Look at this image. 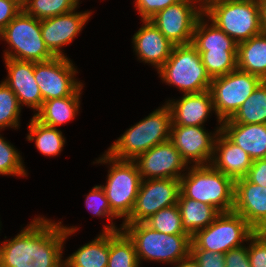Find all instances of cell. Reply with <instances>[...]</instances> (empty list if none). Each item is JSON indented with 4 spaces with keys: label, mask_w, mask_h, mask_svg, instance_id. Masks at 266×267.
<instances>
[{
    "label": "cell",
    "mask_w": 266,
    "mask_h": 267,
    "mask_svg": "<svg viewBox=\"0 0 266 267\" xmlns=\"http://www.w3.org/2000/svg\"><path fill=\"white\" fill-rule=\"evenodd\" d=\"M76 227L36 217L0 246V267H64L63 245Z\"/></svg>",
    "instance_id": "6da1fadb"
},
{
    "label": "cell",
    "mask_w": 266,
    "mask_h": 267,
    "mask_svg": "<svg viewBox=\"0 0 266 267\" xmlns=\"http://www.w3.org/2000/svg\"><path fill=\"white\" fill-rule=\"evenodd\" d=\"M171 111L164 104L125 131L106 153L118 160H133L155 145L170 140Z\"/></svg>",
    "instance_id": "7a4b0ae2"
},
{
    "label": "cell",
    "mask_w": 266,
    "mask_h": 267,
    "mask_svg": "<svg viewBox=\"0 0 266 267\" xmlns=\"http://www.w3.org/2000/svg\"><path fill=\"white\" fill-rule=\"evenodd\" d=\"M122 230L133 241L139 264L141 260L177 264L191 253L189 234H165L142 223H122Z\"/></svg>",
    "instance_id": "3957f363"
},
{
    "label": "cell",
    "mask_w": 266,
    "mask_h": 267,
    "mask_svg": "<svg viewBox=\"0 0 266 267\" xmlns=\"http://www.w3.org/2000/svg\"><path fill=\"white\" fill-rule=\"evenodd\" d=\"M180 180V192L187 198L211 205L220 213L234 207L235 181L209 165H191Z\"/></svg>",
    "instance_id": "277c9868"
},
{
    "label": "cell",
    "mask_w": 266,
    "mask_h": 267,
    "mask_svg": "<svg viewBox=\"0 0 266 267\" xmlns=\"http://www.w3.org/2000/svg\"><path fill=\"white\" fill-rule=\"evenodd\" d=\"M203 14L237 44L263 32L258 0L217 2Z\"/></svg>",
    "instance_id": "5b68a950"
},
{
    "label": "cell",
    "mask_w": 266,
    "mask_h": 267,
    "mask_svg": "<svg viewBox=\"0 0 266 267\" xmlns=\"http://www.w3.org/2000/svg\"><path fill=\"white\" fill-rule=\"evenodd\" d=\"M157 73L163 82L175 86L183 94L209 90L212 82L192 43L174 45L170 57Z\"/></svg>",
    "instance_id": "8992f818"
},
{
    "label": "cell",
    "mask_w": 266,
    "mask_h": 267,
    "mask_svg": "<svg viewBox=\"0 0 266 267\" xmlns=\"http://www.w3.org/2000/svg\"><path fill=\"white\" fill-rule=\"evenodd\" d=\"M0 38L9 45L3 53L4 58L38 63L55 57L44 43L41 20L27 15L23 10L4 28Z\"/></svg>",
    "instance_id": "52a82bcc"
},
{
    "label": "cell",
    "mask_w": 266,
    "mask_h": 267,
    "mask_svg": "<svg viewBox=\"0 0 266 267\" xmlns=\"http://www.w3.org/2000/svg\"><path fill=\"white\" fill-rule=\"evenodd\" d=\"M95 163H108L104 189L111 210L125 221L133 211L142 178L132 160H118L104 153Z\"/></svg>",
    "instance_id": "ba28073f"
},
{
    "label": "cell",
    "mask_w": 266,
    "mask_h": 267,
    "mask_svg": "<svg viewBox=\"0 0 266 267\" xmlns=\"http://www.w3.org/2000/svg\"><path fill=\"white\" fill-rule=\"evenodd\" d=\"M256 231L234 211L220 213L206 228L191 237V249H205L217 253L243 246Z\"/></svg>",
    "instance_id": "9c48e42d"
},
{
    "label": "cell",
    "mask_w": 266,
    "mask_h": 267,
    "mask_svg": "<svg viewBox=\"0 0 266 267\" xmlns=\"http://www.w3.org/2000/svg\"><path fill=\"white\" fill-rule=\"evenodd\" d=\"M261 82L258 76L239 69L212 79L209 90L220 126L233 117Z\"/></svg>",
    "instance_id": "30bf717a"
},
{
    "label": "cell",
    "mask_w": 266,
    "mask_h": 267,
    "mask_svg": "<svg viewBox=\"0 0 266 267\" xmlns=\"http://www.w3.org/2000/svg\"><path fill=\"white\" fill-rule=\"evenodd\" d=\"M202 15L199 0H181L158 11L150 21L171 43L186 45L192 43L196 23Z\"/></svg>",
    "instance_id": "8fae6325"
},
{
    "label": "cell",
    "mask_w": 266,
    "mask_h": 267,
    "mask_svg": "<svg viewBox=\"0 0 266 267\" xmlns=\"http://www.w3.org/2000/svg\"><path fill=\"white\" fill-rule=\"evenodd\" d=\"M179 195V179L142 180L133 211L123 223L145 222L161 209L177 204Z\"/></svg>",
    "instance_id": "7c38bea8"
},
{
    "label": "cell",
    "mask_w": 266,
    "mask_h": 267,
    "mask_svg": "<svg viewBox=\"0 0 266 267\" xmlns=\"http://www.w3.org/2000/svg\"><path fill=\"white\" fill-rule=\"evenodd\" d=\"M77 69L65 57H54L46 62H34V77L40 88L43 102L71 96L81 85L74 76Z\"/></svg>",
    "instance_id": "4fadbf2b"
},
{
    "label": "cell",
    "mask_w": 266,
    "mask_h": 267,
    "mask_svg": "<svg viewBox=\"0 0 266 267\" xmlns=\"http://www.w3.org/2000/svg\"><path fill=\"white\" fill-rule=\"evenodd\" d=\"M216 128L215 133H209L204 126L171 125L170 141L187 165H209L214 155L215 139L221 131V126Z\"/></svg>",
    "instance_id": "5bb4252c"
},
{
    "label": "cell",
    "mask_w": 266,
    "mask_h": 267,
    "mask_svg": "<svg viewBox=\"0 0 266 267\" xmlns=\"http://www.w3.org/2000/svg\"><path fill=\"white\" fill-rule=\"evenodd\" d=\"M132 161L136 164L142 180L180 179L184 174L183 171H187L189 167L170 140L155 145L137 155Z\"/></svg>",
    "instance_id": "9a60e30c"
},
{
    "label": "cell",
    "mask_w": 266,
    "mask_h": 267,
    "mask_svg": "<svg viewBox=\"0 0 266 267\" xmlns=\"http://www.w3.org/2000/svg\"><path fill=\"white\" fill-rule=\"evenodd\" d=\"M73 11L41 20V33L46 47L55 57H65L62 47L77 37L88 22L91 12Z\"/></svg>",
    "instance_id": "2e32d148"
},
{
    "label": "cell",
    "mask_w": 266,
    "mask_h": 267,
    "mask_svg": "<svg viewBox=\"0 0 266 267\" xmlns=\"http://www.w3.org/2000/svg\"><path fill=\"white\" fill-rule=\"evenodd\" d=\"M8 76L5 83L17 96L18 103L39 111L43 98L34 77V62L4 58Z\"/></svg>",
    "instance_id": "e0dca14e"
},
{
    "label": "cell",
    "mask_w": 266,
    "mask_h": 267,
    "mask_svg": "<svg viewBox=\"0 0 266 267\" xmlns=\"http://www.w3.org/2000/svg\"><path fill=\"white\" fill-rule=\"evenodd\" d=\"M232 211L241 215L257 232L266 224V188L246 177L236 180Z\"/></svg>",
    "instance_id": "ac0fdd59"
},
{
    "label": "cell",
    "mask_w": 266,
    "mask_h": 267,
    "mask_svg": "<svg viewBox=\"0 0 266 267\" xmlns=\"http://www.w3.org/2000/svg\"><path fill=\"white\" fill-rule=\"evenodd\" d=\"M143 26L133 35V48L138 60L152 64L157 71L171 55V43L150 20H142Z\"/></svg>",
    "instance_id": "d6986e66"
},
{
    "label": "cell",
    "mask_w": 266,
    "mask_h": 267,
    "mask_svg": "<svg viewBox=\"0 0 266 267\" xmlns=\"http://www.w3.org/2000/svg\"><path fill=\"white\" fill-rule=\"evenodd\" d=\"M166 105L171 111V125L203 126L211 111L215 113L210 90L183 94L179 100H168Z\"/></svg>",
    "instance_id": "ffe728a7"
},
{
    "label": "cell",
    "mask_w": 266,
    "mask_h": 267,
    "mask_svg": "<svg viewBox=\"0 0 266 267\" xmlns=\"http://www.w3.org/2000/svg\"><path fill=\"white\" fill-rule=\"evenodd\" d=\"M252 163V158L245 151L219 131L211 161V165L216 170L236 181L246 177Z\"/></svg>",
    "instance_id": "44dd1931"
},
{
    "label": "cell",
    "mask_w": 266,
    "mask_h": 267,
    "mask_svg": "<svg viewBox=\"0 0 266 267\" xmlns=\"http://www.w3.org/2000/svg\"><path fill=\"white\" fill-rule=\"evenodd\" d=\"M221 132L252 160L266 158V124L233 123L228 119L222 122Z\"/></svg>",
    "instance_id": "7402d4cb"
},
{
    "label": "cell",
    "mask_w": 266,
    "mask_h": 267,
    "mask_svg": "<svg viewBox=\"0 0 266 267\" xmlns=\"http://www.w3.org/2000/svg\"><path fill=\"white\" fill-rule=\"evenodd\" d=\"M82 84L71 96L44 101L34 117L42 124L57 128L77 116L80 108Z\"/></svg>",
    "instance_id": "603a6c76"
},
{
    "label": "cell",
    "mask_w": 266,
    "mask_h": 267,
    "mask_svg": "<svg viewBox=\"0 0 266 267\" xmlns=\"http://www.w3.org/2000/svg\"><path fill=\"white\" fill-rule=\"evenodd\" d=\"M237 69L266 81V32L238 44Z\"/></svg>",
    "instance_id": "cb8c5ba5"
},
{
    "label": "cell",
    "mask_w": 266,
    "mask_h": 267,
    "mask_svg": "<svg viewBox=\"0 0 266 267\" xmlns=\"http://www.w3.org/2000/svg\"><path fill=\"white\" fill-rule=\"evenodd\" d=\"M177 206L182 218V228L191 237L206 228L220 214L215 207L187 198L181 192Z\"/></svg>",
    "instance_id": "d4e9b609"
},
{
    "label": "cell",
    "mask_w": 266,
    "mask_h": 267,
    "mask_svg": "<svg viewBox=\"0 0 266 267\" xmlns=\"http://www.w3.org/2000/svg\"><path fill=\"white\" fill-rule=\"evenodd\" d=\"M109 232L100 233L64 260V267H107Z\"/></svg>",
    "instance_id": "484cf974"
},
{
    "label": "cell",
    "mask_w": 266,
    "mask_h": 267,
    "mask_svg": "<svg viewBox=\"0 0 266 267\" xmlns=\"http://www.w3.org/2000/svg\"><path fill=\"white\" fill-rule=\"evenodd\" d=\"M204 14L198 19L192 44L197 51H237L238 44L213 22L209 25Z\"/></svg>",
    "instance_id": "4316f807"
},
{
    "label": "cell",
    "mask_w": 266,
    "mask_h": 267,
    "mask_svg": "<svg viewBox=\"0 0 266 267\" xmlns=\"http://www.w3.org/2000/svg\"><path fill=\"white\" fill-rule=\"evenodd\" d=\"M28 141L35 140L36 148L45 156H57L62 151L66 139L57 128L42 124L34 116L28 125Z\"/></svg>",
    "instance_id": "83f0119b"
},
{
    "label": "cell",
    "mask_w": 266,
    "mask_h": 267,
    "mask_svg": "<svg viewBox=\"0 0 266 267\" xmlns=\"http://www.w3.org/2000/svg\"><path fill=\"white\" fill-rule=\"evenodd\" d=\"M233 123L266 124V81H262L230 119Z\"/></svg>",
    "instance_id": "f1b7e54d"
},
{
    "label": "cell",
    "mask_w": 266,
    "mask_h": 267,
    "mask_svg": "<svg viewBox=\"0 0 266 267\" xmlns=\"http://www.w3.org/2000/svg\"><path fill=\"white\" fill-rule=\"evenodd\" d=\"M133 241L120 230L109 232V257L107 267H139Z\"/></svg>",
    "instance_id": "f546056e"
},
{
    "label": "cell",
    "mask_w": 266,
    "mask_h": 267,
    "mask_svg": "<svg viewBox=\"0 0 266 267\" xmlns=\"http://www.w3.org/2000/svg\"><path fill=\"white\" fill-rule=\"evenodd\" d=\"M80 0H26L22 10L38 20L69 13Z\"/></svg>",
    "instance_id": "4dcf8cb0"
},
{
    "label": "cell",
    "mask_w": 266,
    "mask_h": 267,
    "mask_svg": "<svg viewBox=\"0 0 266 267\" xmlns=\"http://www.w3.org/2000/svg\"><path fill=\"white\" fill-rule=\"evenodd\" d=\"M211 79L237 69V51H198Z\"/></svg>",
    "instance_id": "1f68e13d"
},
{
    "label": "cell",
    "mask_w": 266,
    "mask_h": 267,
    "mask_svg": "<svg viewBox=\"0 0 266 267\" xmlns=\"http://www.w3.org/2000/svg\"><path fill=\"white\" fill-rule=\"evenodd\" d=\"M21 109L17 96L5 81H2L0 83V131L6 127L19 128Z\"/></svg>",
    "instance_id": "d6a6232c"
},
{
    "label": "cell",
    "mask_w": 266,
    "mask_h": 267,
    "mask_svg": "<svg viewBox=\"0 0 266 267\" xmlns=\"http://www.w3.org/2000/svg\"><path fill=\"white\" fill-rule=\"evenodd\" d=\"M182 218L177 204L163 208L148 218L145 223L165 234H187L182 228Z\"/></svg>",
    "instance_id": "836d02e7"
},
{
    "label": "cell",
    "mask_w": 266,
    "mask_h": 267,
    "mask_svg": "<svg viewBox=\"0 0 266 267\" xmlns=\"http://www.w3.org/2000/svg\"><path fill=\"white\" fill-rule=\"evenodd\" d=\"M85 204L88 211L92 212L93 215L99 217L107 216L106 218L110 220L109 222L111 223L104 226L103 232H118L122 230L121 227L117 228L115 223L112 222L114 218L119 219V217L111 210L109 201L101 185H96L92 188L86 197Z\"/></svg>",
    "instance_id": "e575fe53"
},
{
    "label": "cell",
    "mask_w": 266,
    "mask_h": 267,
    "mask_svg": "<svg viewBox=\"0 0 266 267\" xmlns=\"http://www.w3.org/2000/svg\"><path fill=\"white\" fill-rule=\"evenodd\" d=\"M22 157L14 146L0 135V175L27 176Z\"/></svg>",
    "instance_id": "d590c367"
},
{
    "label": "cell",
    "mask_w": 266,
    "mask_h": 267,
    "mask_svg": "<svg viewBox=\"0 0 266 267\" xmlns=\"http://www.w3.org/2000/svg\"><path fill=\"white\" fill-rule=\"evenodd\" d=\"M249 242L248 258L251 267H266V240L255 232Z\"/></svg>",
    "instance_id": "8d00e7d4"
},
{
    "label": "cell",
    "mask_w": 266,
    "mask_h": 267,
    "mask_svg": "<svg viewBox=\"0 0 266 267\" xmlns=\"http://www.w3.org/2000/svg\"><path fill=\"white\" fill-rule=\"evenodd\" d=\"M181 0H135V8L142 20H150L160 10L174 5Z\"/></svg>",
    "instance_id": "74e56055"
},
{
    "label": "cell",
    "mask_w": 266,
    "mask_h": 267,
    "mask_svg": "<svg viewBox=\"0 0 266 267\" xmlns=\"http://www.w3.org/2000/svg\"><path fill=\"white\" fill-rule=\"evenodd\" d=\"M200 267H225L223 253L208 251L205 249H191L190 253Z\"/></svg>",
    "instance_id": "f35d334b"
},
{
    "label": "cell",
    "mask_w": 266,
    "mask_h": 267,
    "mask_svg": "<svg viewBox=\"0 0 266 267\" xmlns=\"http://www.w3.org/2000/svg\"><path fill=\"white\" fill-rule=\"evenodd\" d=\"M225 267H251L248 258V246H241L229 250L224 254Z\"/></svg>",
    "instance_id": "ab89813d"
},
{
    "label": "cell",
    "mask_w": 266,
    "mask_h": 267,
    "mask_svg": "<svg viewBox=\"0 0 266 267\" xmlns=\"http://www.w3.org/2000/svg\"><path fill=\"white\" fill-rule=\"evenodd\" d=\"M21 11L15 2L0 0V33Z\"/></svg>",
    "instance_id": "60d3db41"
},
{
    "label": "cell",
    "mask_w": 266,
    "mask_h": 267,
    "mask_svg": "<svg viewBox=\"0 0 266 267\" xmlns=\"http://www.w3.org/2000/svg\"><path fill=\"white\" fill-rule=\"evenodd\" d=\"M246 178L250 182L266 188V158L253 160Z\"/></svg>",
    "instance_id": "b9f144b4"
},
{
    "label": "cell",
    "mask_w": 266,
    "mask_h": 267,
    "mask_svg": "<svg viewBox=\"0 0 266 267\" xmlns=\"http://www.w3.org/2000/svg\"><path fill=\"white\" fill-rule=\"evenodd\" d=\"M175 267H200L198 262L190 254L188 257L179 261Z\"/></svg>",
    "instance_id": "7bdbcfd3"
},
{
    "label": "cell",
    "mask_w": 266,
    "mask_h": 267,
    "mask_svg": "<svg viewBox=\"0 0 266 267\" xmlns=\"http://www.w3.org/2000/svg\"><path fill=\"white\" fill-rule=\"evenodd\" d=\"M260 5L261 26L263 32H266V0H258Z\"/></svg>",
    "instance_id": "ee69618b"
},
{
    "label": "cell",
    "mask_w": 266,
    "mask_h": 267,
    "mask_svg": "<svg viewBox=\"0 0 266 267\" xmlns=\"http://www.w3.org/2000/svg\"><path fill=\"white\" fill-rule=\"evenodd\" d=\"M225 1H234V0H203L202 3V8L203 11L210 5V4H214L217 2H225Z\"/></svg>",
    "instance_id": "f6af8a7d"
},
{
    "label": "cell",
    "mask_w": 266,
    "mask_h": 267,
    "mask_svg": "<svg viewBox=\"0 0 266 267\" xmlns=\"http://www.w3.org/2000/svg\"><path fill=\"white\" fill-rule=\"evenodd\" d=\"M257 233L266 240V224H264L258 231Z\"/></svg>",
    "instance_id": "bcb514c9"
},
{
    "label": "cell",
    "mask_w": 266,
    "mask_h": 267,
    "mask_svg": "<svg viewBox=\"0 0 266 267\" xmlns=\"http://www.w3.org/2000/svg\"><path fill=\"white\" fill-rule=\"evenodd\" d=\"M10 1L15 2L22 9L26 0H10Z\"/></svg>",
    "instance_id": "7dc6e473"
}]
</instances>
